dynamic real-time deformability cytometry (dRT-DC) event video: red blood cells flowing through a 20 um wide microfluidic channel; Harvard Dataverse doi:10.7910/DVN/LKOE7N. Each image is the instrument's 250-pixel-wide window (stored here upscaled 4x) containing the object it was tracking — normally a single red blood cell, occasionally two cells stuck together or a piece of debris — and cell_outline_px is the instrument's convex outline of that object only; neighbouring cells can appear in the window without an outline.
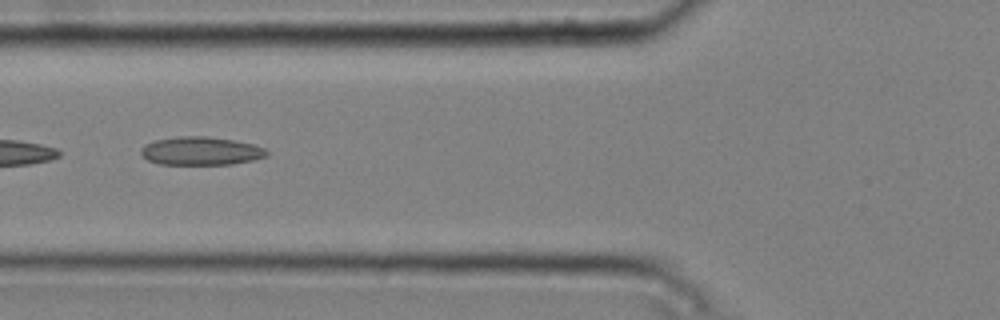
{"species": "common noctule bat (a hibernating species)", "species_latin": "Nyctalus noctula", "temperature_condition": "cold", "stored_images_in_passage": 6, "camera_frame_rate_fps": 3000, "um_per_image_px": 0.085, "animal": {"sex": "male", "body_mass_g": 20.4}, "frame": {"image": 1, "passage_image": 3, "time_ms": 0.667, "image_size_px": [1000, 320], "cell_outline_px": [[268, 156], [252, 160], [232, 164], [160, 164], [148, 160], [140, 156], [140, 148], [156, 140], [176, 136], [208, 136], [256, 144], [264, 148], [268, 152]], "centroid_in_image_um": [17.08, 12.83], "position_along_channel_um": 108.7, "area_um2": 20.81}}
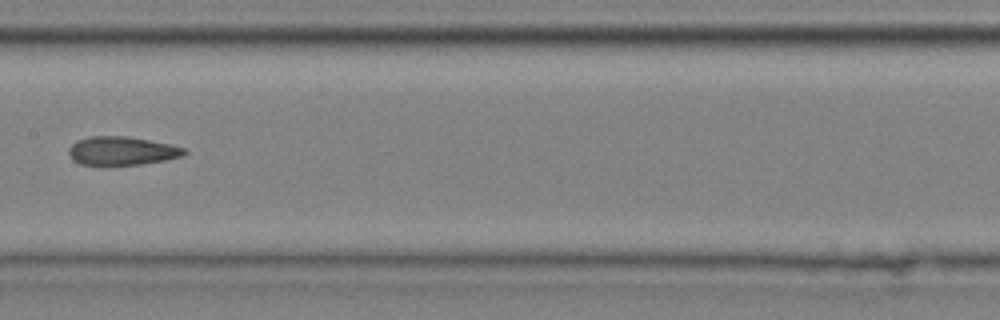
{"frame": {"image": 2, "passage_image": 5, "time_ms": 1.333, "image_size_px": [1000, 320], "cell_outline_px": [[188, 152], [184, 156], [164, 160], [140, 164], [80, 164], [72, 160], [68, 152], [68, 148], [76, 140], [88, 136], [128, 136], [172, 144], [184, 148]], "centroid_in_image_um": [10.36, 12.8], "position_along_channel_um": 197.0, "area_um2": 19.25}}
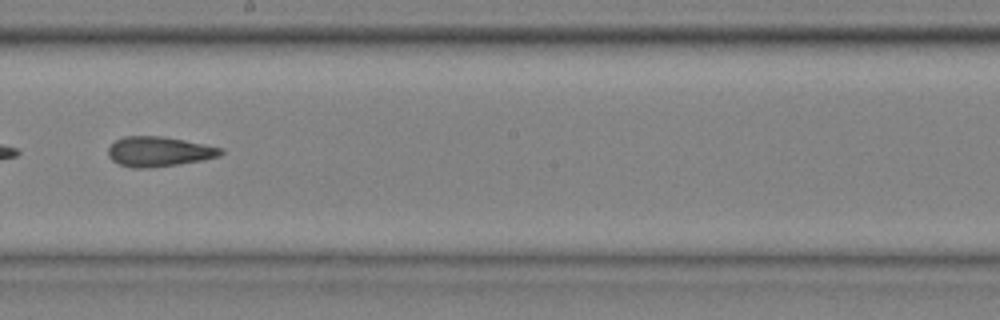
{"frame": {"image": 3, "passage_image": 6, "time_ms": 1.667, "image_size_px": [1000, 320], "cell_outline_px": [[224, 152], [220, 156], [200, 160], [152, 168], [132, 168], [120, 164], [112, 160], [108, 156], [108, 148], [116, 140], [124, 136], [164, 136], [224, 148]], "centroid_in_image_um": [13.51, 12.88], "position_along_channel_um": 234.7, "area_um2": 19.59}}